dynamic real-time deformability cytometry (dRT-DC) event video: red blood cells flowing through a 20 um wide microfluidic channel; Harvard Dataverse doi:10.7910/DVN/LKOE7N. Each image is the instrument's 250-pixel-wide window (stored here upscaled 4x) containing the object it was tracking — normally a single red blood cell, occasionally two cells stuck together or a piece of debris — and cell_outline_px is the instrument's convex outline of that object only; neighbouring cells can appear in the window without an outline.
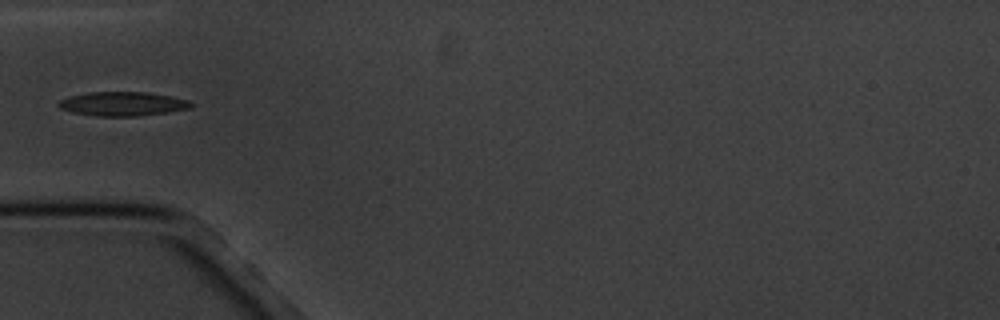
{"species": "common noctule bat (a hibernating species)", "species_latin": "Nyctalus noctula", "temperature_condition": "cold", "stored_images_in_passage": 4, "camera_frame_rate_fps": 3000, "um_per_image_px": 0.085, "animal": {"sex": "male", "body_mass_g": 20.1, "forearm_length_mm": 53.5}, "frame": {"image": 1, "passage_image": 1, "time_ms": 0.0, "image_size_px": [1000, 320], "cell_outline_px": [[196, 104], [192, 108], [168, 112], [136, 116], [96, 116], [72, 112], [60, 108], [56, 104], [60, 100], [68, 96], [88, 92], [144, 92], [168, 96], [188, 100]], "centroid_in_image_um": [10.42, 8.83], "position_along_channel_um": 74.6, "area_um2": 18.61}}
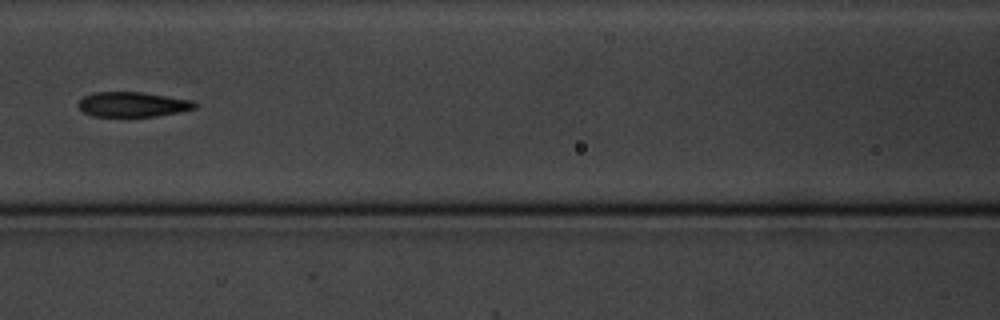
{"frame": {"image": 2, "passage_image": 3, "time_ms": 2.333, "image_size_px": [1000, 320], "cell_outline_px": [[196, 108], [180, 112], [156, 116], [92, 116], [84, 112], [76, 104], [84, 96], [96, 92], [144, 92], [192, 100], [196, 104]], "centroid_in_image_um": [11.28, 8.87], "position_along_channel_um": 155.3, "area_um2": 16.88}}
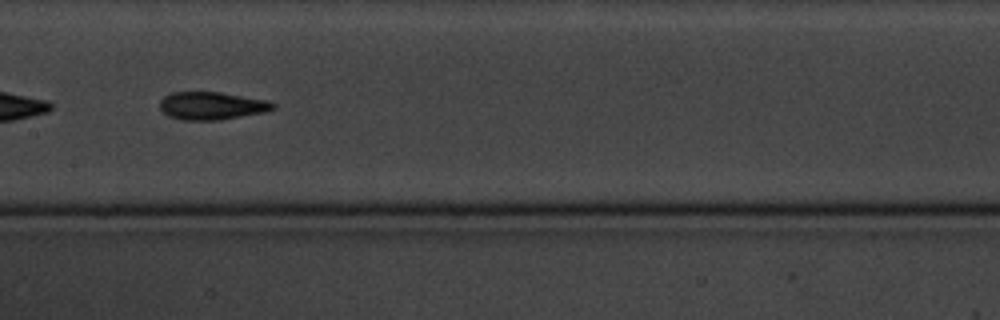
{"frame": {"image": 3, "passage_image": 4, "time_ms": 3.333, "image_size_px": [1000, 320], "cell_outline_px": [[276, 104], [272, 108], [264, 112], [220, 120], [180, 120], [168, 116], [160, 108], [160, 100], [164, 96], [172, 92], [220, 92], [268, 100]], "centroid_in_image_um": [17.97, 8.99], "position_along_channel_um": 189.4, "area_um2": 18.32}}